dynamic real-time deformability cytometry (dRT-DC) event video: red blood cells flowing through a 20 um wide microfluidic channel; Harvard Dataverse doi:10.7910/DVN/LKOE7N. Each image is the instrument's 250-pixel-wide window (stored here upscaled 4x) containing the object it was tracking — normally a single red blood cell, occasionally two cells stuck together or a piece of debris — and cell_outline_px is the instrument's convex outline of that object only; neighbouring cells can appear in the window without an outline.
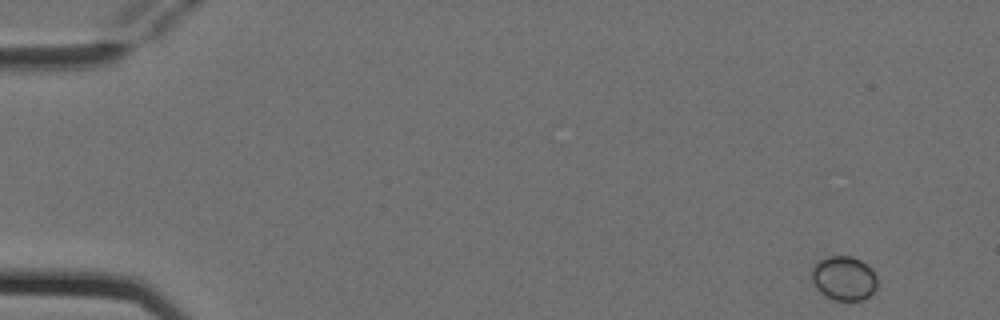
{"species": "Egyptian fruit bat (a non-hibernating species)", "species_latin": "Rousettus aegyptiacus", "temperature_condition": "cold", "stored_images_in_passage": 5, "camera_frame_rate_fps": 3000, "um_per_image_px": 0.085, "animal": {"sex": "female"}, "frame": {"image": 1, "passage_image": 5, "time_ms": 1.333, "image_size_px": [1000, 320], "cell_outline_px": [[876, 288], [872, 296], [860, 300], [832, 300], [824, 296], [816, 288], [812, 280], [812, 268], [820, 260], [828, 256], [852, 256], [868, 264], [872, 268], [876, 276]], "centroid_in_image_um": [71.75, 23.66], "position_along_channel_um": 13.3, "area_um2": 17.11}}